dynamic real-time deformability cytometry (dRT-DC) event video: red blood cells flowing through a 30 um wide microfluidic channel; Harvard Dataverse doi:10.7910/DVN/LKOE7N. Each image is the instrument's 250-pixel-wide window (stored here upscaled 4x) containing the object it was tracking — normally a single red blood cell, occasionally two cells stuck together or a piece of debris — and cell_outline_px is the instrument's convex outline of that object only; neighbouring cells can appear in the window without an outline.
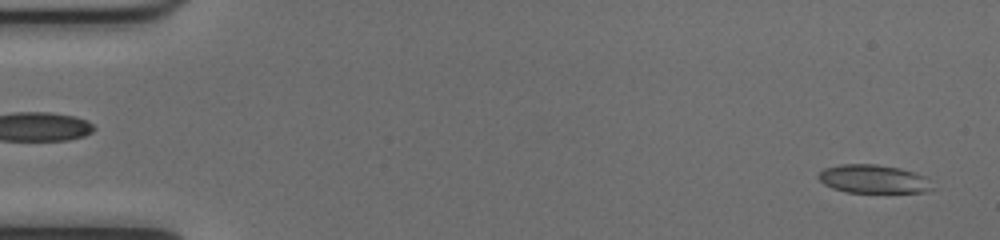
{"species": "common noctule bat (a hibernating species)", "species_latin": "Nyctalus noctula", "temperature_condition": "cold", "stored_images_in_passage": 52, "camera_frame_rate_fps": 3000, "um_per_image_px": 0.085, "animal": {"sex": "female", "body_mass_g": 17.0, "forearm_length_mm": 48.0}, "frame": {"image": 1, "passage_image": 2, "time_ms": 0.333, "image_size_px": [1000, 240], "cell_outline_px": [[936, 188], [924, 192], [844, 192], [832, 188], [824, 184], [816, 176], [824, 168], [840, 164], [876, 164], [900, 168], [928, 176]], "centroid_in_image_um": [74.29, 15.21], "position_along_channel_um": 10.7, "area_um2": 19.19}}
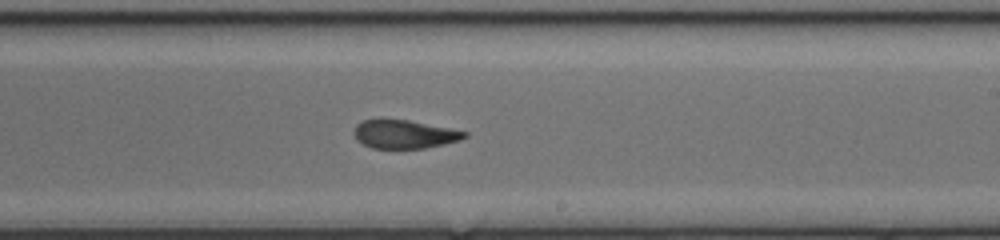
{"frame": {"image": 2, "passage_image": 31, "time_ms": 10.0, "image_size_px": [1000, 240], "cell_outline_px": [[468, 136], [460, 140], [444, 144], [424, 148], [372, 148], [356, 140], [352, 132], [356, 124], [364, 120], [380, 116], [408, 120], [468, 132]], "centroid_in_image_um": [34.29, 11.37], "position_along_channel_um": 254.7, "area_um2": 18.79}}
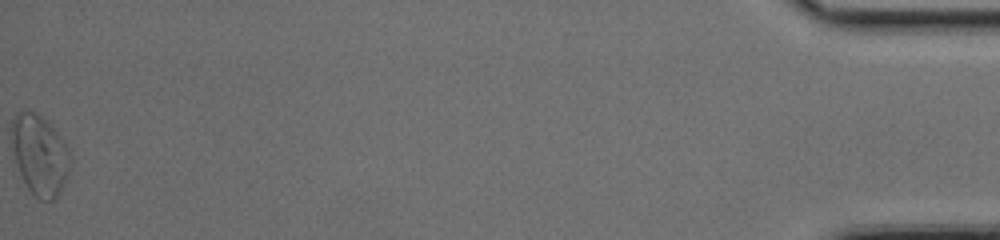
{"frame": {"image": 3, "passage_image": 52, "time_ms": 17.0, "image_size_px": [1000, 240], "cell_outline_px": [[72, 160], [68, 172], [60, 192], [52, 200], [40, 200], [28, 188], [20, 172], [16, 160], [12, 144], [12, 116], [20, 108], [24, 108], [36, 112], [60, 136], [68, 148]], "centroid_in_image_um": [3.37, 13.12], "position_along_channel_um": 431.8, "area_um2": 27.11}, "authors_computed_cell_mechanics": {"area_um2": 19.941, "velocity_mm_per_s": 4.0025, "shape_relaxation_time_tau1_ms": 8.6435, "shape_relaxation_time_tau2_ms": 1.76, "deformation_change_tau1": 0.2378, "deformation_change_tau2": 0.087}}